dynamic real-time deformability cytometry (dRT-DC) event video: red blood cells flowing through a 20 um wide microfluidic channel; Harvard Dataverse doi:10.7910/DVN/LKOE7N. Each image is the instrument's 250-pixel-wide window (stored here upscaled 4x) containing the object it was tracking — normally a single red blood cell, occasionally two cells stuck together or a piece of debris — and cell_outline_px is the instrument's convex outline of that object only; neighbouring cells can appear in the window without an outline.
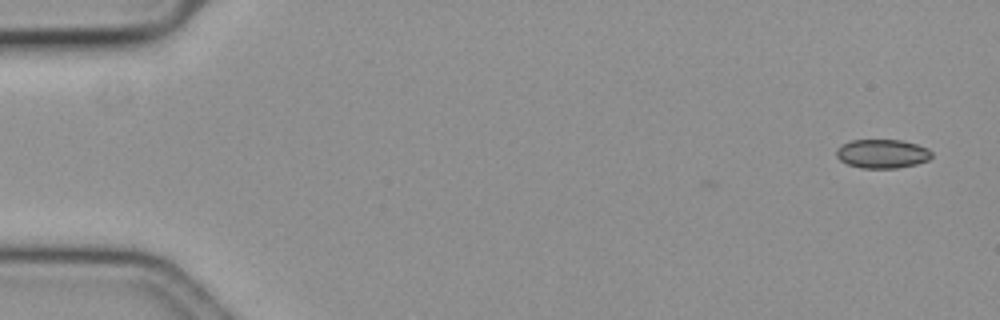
{"species": "common noctule bat (a hibernating species)", "species_latin": "Nyctalus noctula", "temperature_condition": "cold", "stored_images_in_passage": 2, "camera_frame_rate_fps": 3000, "um_per_image_px": 0.085, "animal": {"sex": "female", "body_mass_g": 19.3, "forearm_length_mm": 54.1}, "frame": {"image": 1, "passage_image": 2, "time_ms": 0.333, "image_size_px": [1000, 320], "cell_outline_px": [[932, 156], [928, 160], [916, 164], [896, 168], [860, 168], [848, 164], [840, 160], [836, 156], [836, 148], [840, 144], [852, 140], [900, 140], [916, 144], [928, 148], [932, 152]], "centroid_in_image_um": [74.97, 13.06], "position_along_channel_um": 10.0, "area_um2": 16.13}}